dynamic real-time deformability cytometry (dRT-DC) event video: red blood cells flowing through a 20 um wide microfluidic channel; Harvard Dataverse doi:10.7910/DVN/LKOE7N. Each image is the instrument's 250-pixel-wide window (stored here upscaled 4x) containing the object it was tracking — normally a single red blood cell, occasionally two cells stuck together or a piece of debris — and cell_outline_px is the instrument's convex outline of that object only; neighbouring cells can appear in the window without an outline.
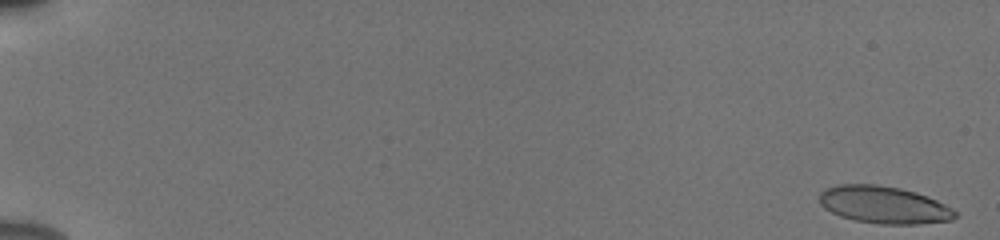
{"species": "human", "species_latin": "Homo sapiens", "temperature_condition": "cold", "stored_images_in_passage": 56, "camera_frame_rate_fps": 3000, "um_per_image_px": 0.085, "donor": {"sex": "male"}, "frame": {"image": 1, "passage_image": 2, "time_ms": 0.333, "image_size_px": [1000, 240], "cell_outline_px": [[956, 216], [952, 220], [916, 224], [880, 224], [856, 220], [840, 216], [824, 208], [820, 204], [820, 192], [824, 188], [836, 184], [876, 184], [900, 188], [916, 192], [936, 200], [952, 208], [956, 212]], "centroid_in_image_um": [75.1, 17.4], "position_along_channel_um": 9.9, "area_um2": 29.48}}
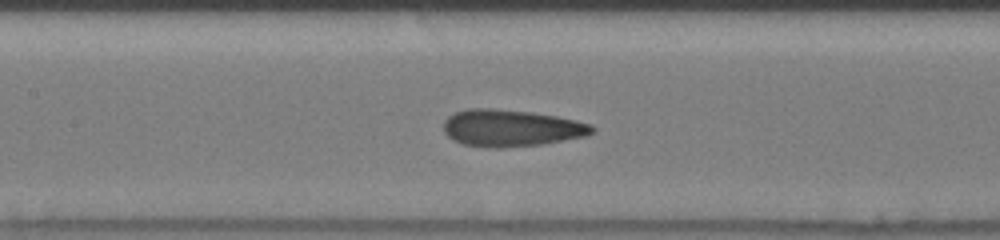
{"frame": {"image": 2, "passage_image": 29, "time_ms": 9.333, "image_size_px": [1000, 240], "cell_outline_px": [[596, 132], [588, 136], [540, 144], [496, 148], [464, 144], [452, 140], [444, 132], [444, 120], [448, 116], [456, 112], [468, 108], [492, 108], [532, 112], [556, 116], [576, 120], [592, 124], [596, 128]], "centroid_in_image_um": [43.48, 10.87], "position_along_channel_um": 163.9, "area_um2": 32.02}}
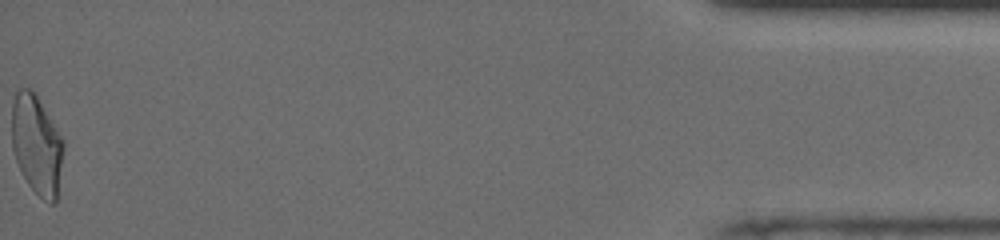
{"frame": {"image": 3, "passage_image": 56, "time_ms": 18.333, "image_size_px": [1000, 240], "cell_outline_px": [[64, 148], [56, 204], [48, 204], [28, 184], [16, 160], [12, 148], [12, 104], [16, 92], [20, 88], [28, 88], [36, 96], [64, 140]], "centroid_in_image_um": [3.13, 12.34], "position_along_channel_um": 432.1, "area_um2": 29.65}, "authors_computed_cell_mechanics": {"area_um2": 30.2872, "velocity_mm_per_s": 3.8827, "shape_relaxation_time_tau1_ms": 7.1475, "shape_relaxation_time_tau2_ms": 1.4703, "deformation_change_tau1": 0.202, "deformation_change_tau2": 0.1025}}